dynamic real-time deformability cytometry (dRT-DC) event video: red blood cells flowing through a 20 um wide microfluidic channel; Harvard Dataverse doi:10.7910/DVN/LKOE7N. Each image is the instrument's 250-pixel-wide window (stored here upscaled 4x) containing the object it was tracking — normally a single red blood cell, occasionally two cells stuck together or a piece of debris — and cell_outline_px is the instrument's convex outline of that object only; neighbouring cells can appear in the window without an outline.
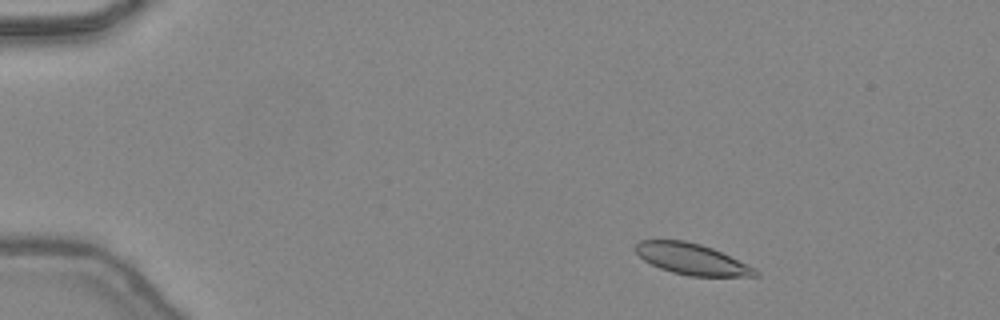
{"species": "common noctule bat (a hibernating species)", "species_latin": "Nyctalus noctula", "temperature_condition": "warm", "stored_images_in_passage": 12, "camera_frame_rate_fps": 3000, "um_per_image_px": 0.085, "animal": {"sex": "female", "body_mass_g": 24.6, "forearm_length_mm": 56.2}, "frame": {"image": 1, "passage_image": 5, "time_ms": 1.333, "image_size_px": [1000, 320], "cell_outline_px": [[760, 276], [688, 276], [672, 272], [660, 268], [644, 260], [636, 252], [636, 244], [640, 240], [684, 240], [700, 244], [712, 248], [756, 268], [760, 272]], "centroid_in_image_um": [58.83, 22.03], "position_along_channel_um": 26.2, "area_um2": 21.56}}